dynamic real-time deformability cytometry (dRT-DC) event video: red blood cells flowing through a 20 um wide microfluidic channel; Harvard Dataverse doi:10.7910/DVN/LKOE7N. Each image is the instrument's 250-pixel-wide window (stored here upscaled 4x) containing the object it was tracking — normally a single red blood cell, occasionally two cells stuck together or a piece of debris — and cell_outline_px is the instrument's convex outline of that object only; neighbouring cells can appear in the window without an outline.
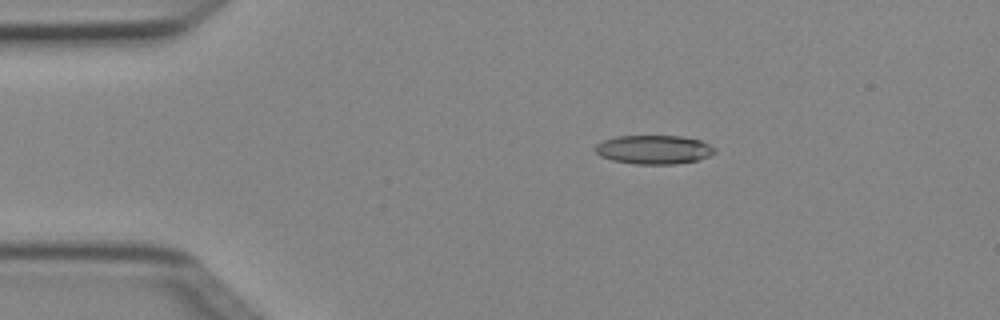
{"species": "Egyptian fruit bat (a non-hibernating species)", "species_latin": "Rousettus aegyptiacus", "temperature_condition": "cold", "stored_images_in_passage": 6, "camera_frame_rate_fps": 3000, "um_per_image_px": 0.085, "animal": {"sex": "female"}, "frame": {"image": 1, "passage_image": 3, "time_ms": 0.667, "image_size_px": [1000, 320], "cell_outline_px": [[716, 152], [708, 156], [696, 160], [672, 164], [636, 164], [612, 160], [600, 156], [592, 148], [596, 144], [604, 140], [616, 136], [680, 136], [700, 140], [716, 148]], "centroid_in_image_um": [55.54, 12.71], "position_along_channel_um": 29.5, "area_um2": 20.06}}
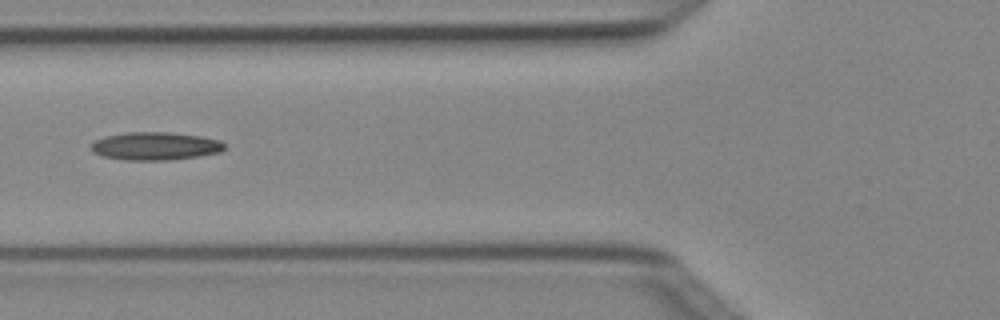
{"frame": {"image": 2, "passage_image": 5, "time_ms": 1.333, "image_size_px": [1000, 320], "cell_outline_px": [[224, 148], [220, 152], [196, 156], [168, 160], [124, 160], [100, 156], [92, 152], [92, 144], [96, 140], [104, 136], [124, 132], [168, 132], [200, 136], [220, 140], [224, 144]], "centroid_in_image_um": [13.15, 12.41], "position_along_channel_um": 112.6, "area_um2": 21.73}}
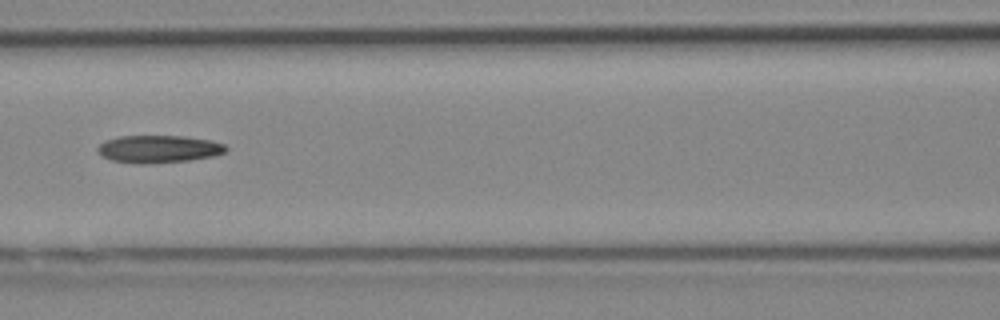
{"frame": {"image": 3, "passage_image": 6, "time_ms": 1.667, "image_size_px": [1000, 320], "cell_outline_px": [[228, 148], [224, 152], [216, 156], [188, 160], [148, 164], [140, 164], [112, 160], [100, 156], [96, 148], [104, 140], [120, 136], [184, 136], [212, 140], [224, 144]], "centroid_in_image_um": [13.47, 12.66], "position_along_channel_um": 153.1, "area_um2": 20.75}}